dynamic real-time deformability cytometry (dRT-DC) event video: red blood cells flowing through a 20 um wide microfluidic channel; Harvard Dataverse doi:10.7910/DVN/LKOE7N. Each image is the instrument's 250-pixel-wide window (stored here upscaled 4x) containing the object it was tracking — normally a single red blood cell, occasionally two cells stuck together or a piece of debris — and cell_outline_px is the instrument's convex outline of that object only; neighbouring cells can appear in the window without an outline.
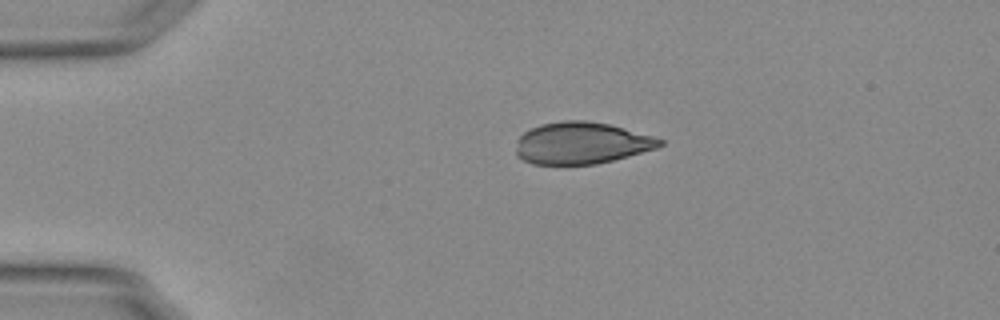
{"species": "Egyptian fruit bat (a non-hibernating species)", "species_latin": "Rousettus aegyptiacus", "temperature_condition": "warm", "stored_images_in_passage": 43, "camera_frame_rate_fps": 3000, "um_per_image_px": 0.085, "animal": {"sex": "female"}, "frame": {"image": 1, "passage_image": 1, "time_ms": 0.0, "image_size_px": [1000, 320], "cell_outline_px": [[664, 144], [656, 148], [628, 156], [596, 164], [532, 164], [516, 156], [516, 148], [520, 136], [524, 132], [540, 124], [564, 120], [584, 120], [608, 124], [652, 136], [664, 140]], "centroid_in_image_um": [49.41, 12.16], "position_along_channel_um": 35.6, "area_um2": 34.8}}
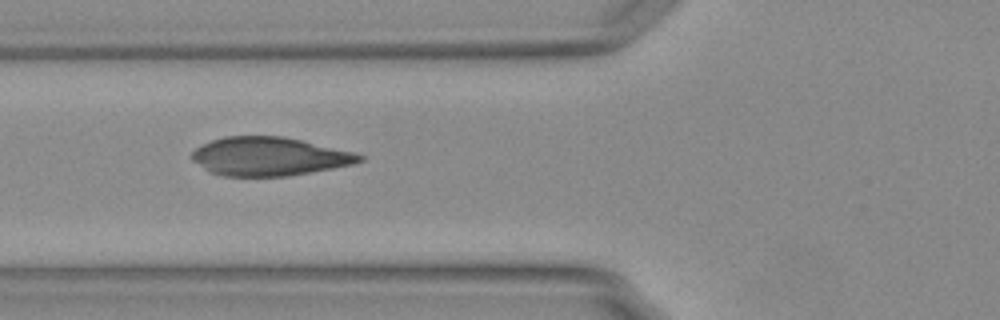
{"frame": {"image": 2, "passage_image": 10, "time_ms": 3.0, "image_size_px": [1000, 320], "cell_outline_px": [[364, 160], [352, 164], [332, 168], [288, 176], [224, 176], [212, 172], [204, 168], [192, 160], [188, 156], [200, 144], [224, 136], [284, 136], [356, 152], [364, 156]], "centroid_in_image_um": [22.87, 13.29], "position_along_channel_um": 102.9, "area_um2": 37.74}}